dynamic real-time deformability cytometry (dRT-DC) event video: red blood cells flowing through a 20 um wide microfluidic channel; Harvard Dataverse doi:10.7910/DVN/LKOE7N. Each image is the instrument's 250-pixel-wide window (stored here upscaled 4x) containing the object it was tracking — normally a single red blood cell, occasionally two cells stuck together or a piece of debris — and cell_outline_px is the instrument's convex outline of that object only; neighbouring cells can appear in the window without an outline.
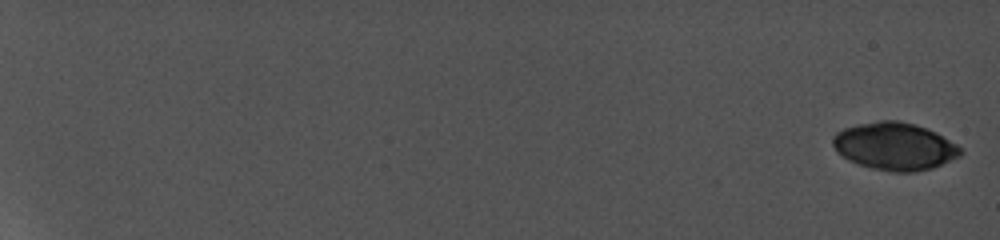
{"species": "common noctule bat (a hibernating species)", "species_latin": "Nyctalus noctula", "temperature_condition": "cold", "stored_images_in_passage": 10, "camera_frame_rate_fps": 5000, "um_per_image_px": 0.085, "animal": {"sex": "female", "body_mass_g": 19.0, "forearm_length_mm": 56.7}, "frame": {"image": 1, "passage_image": 1, "time_ms": 0.0, "image_size_px": [1000, 240], "cell_outline_px": [[960, 152], [956, 156], [940, 164], [928, 168], [908, 172], [900, 172], [876, 168], [860, 164], [844, 156], [832, 144], [832, 136], [836, 132], [844, 128], [860, 124], [880, 120], [900, 120], [916, 124], [928, 128], [936, 132], [956, 144], [960, 148]], "centroid_in_image_um": [76.02, 12.39], "position_along_channel_um": 9.0, "area_um2": 34.39}}